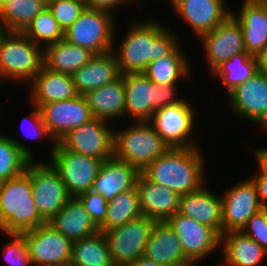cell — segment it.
<instances>
[{"label":"cell","mask_w":267,"mask_h":266,"mask_svg":"<svg viewBox=\"0 0 267 266\" xmlns=\"http://www.w3.org/2000/svg\"><path fill=\"white\" fill-rule=\"evenodd\" d=\"M132 20L120 44L114 35L112 52L121 75L144 72L150 62L168 56L182 42L176 31L155 18Z\"/></svg>","instance_id":"6da1fadb"},{"label":"cell","mask_w":267,"mask_h":266,"mask_svg":"<svg viewBox=\"0 0 267 266\" xmlns=\"http://www.w3.org/2000/svg\"><path fill=\"white\" fill-rule=\"evenodd\" d=\"M204 158L200 146L168 148L141 174L151 182L166 186L182 196L195 192L206 184Z\"/></svg>","instance_id":"7a4b0ae2"},{"label":"cell","mask_w":267,"mask_h":266,"mask_svg":"<svg viewBox=\"0 0 267 266\" xmlns=\"http://www.w3.org/2000/svg\"><path fill=\"white\" fill-rule=\"evenodd\" d=\"M47 223L32 197L30 172L0 183V233L21 234Z\"/></svg>","instance_id":"3957f363"},{"label":"cell","mask_w":267,"mask_h":266,"mask_svg":"<svg viewBox=\"0 0 267 266\" xmlns=\"http://www.w3.org/2000/svg\"><path fill=\"white\" fill-rule=\"evenodd\" d=\"M121 76L125 83V118L130 122L149 121L155 111L186 98L178 96V85L155 84L143 72Z\"/></svg>","instance_id":"277c9868"},{"label":"cell","mask_w":267,"mask_h":266,"mask_svg":"<svg viewBox=\"0 0 267 266\" xmlns=\"http://www.w3.org/2000/svg\"><path fill=\"white\" fill-rule=\"evenodd\" d=\"M44 65L43 49L22 32L0 36V70L3 82L29 84Z\"/></svg>","instance_id":"5b68a950"},{"label":"cell","mask_w":267,"mask_h":266,"mask_svg":"<svg viewBox=\"0 0 267 266\" xmlns=\"http://www.w3.org/2000/svg\"><path fill=\"white\" fill-rule=\"evenodd\" d=\"M168 148L148 121L130 122L127 127L114 130V157L140 172Z\"/></svg>","instance_id":"8992f818"},{"label":"cell","mask_w":267,"mask_h":266,"mask_svg":"<svg viewBox=\"0 0 267 266\" xmlns=\"http://www.w3.org/2000/svg\"><path fill=\"white\" fill-rule=\"evenodd\" d=\"M112 14L85 8L79 18L64 31V40L89 49L95 55L112 51L117 19Z\"/></svg>","instance_id":"52a82bcc"},{"label":"cell","mask_w":267,"mask_h":266,"mask_svg":"<svg viewBox=\"0 0 267 266\" xmlns=\"http://www.w3.org/2000/svg\"><path fill=\"white\" fill-rule=\"evenodd\" d=\"M192 104V101L186 97L178 104L165 106L155 111L148 121L169 148L198 146V141L193 137L196 129L197 108Z\"/></svg>","instance_id":"ba28073f"},{"label":"cell","mask_w":267,"mask_h":266,"mask_svg":"<svg viewBox=\"0 0 267 266\" xmlns=\"http://www.w3.org/2000/svg\"><path fill=\"white\" fill-rule=\"evenodd\" d=\"M46 162L31 160L26 169L30 172L32 197L38 213L48 223L71 196L58 171L49 160Z\"/></svg>","instance_id":"9c48e42d"},{"label":"cell","mask_w":267,"mask_h":266,"mask_svg":"<svg viewBox=\"0 0 267 266\" xmlns=\"http://www.w3.org/2000/svg\"><path fill=\"white\" fill-rule=\"evenodd\" d=\"M58 171L71 197L92 191L104 160L66 150L58 142L48 158Z\"/></svg>","instance_id":"30bf717a"},{"label":"cell","mask_w":267,"mask_h":266,"mask_svg":"<svg viewBox=\"0 0 267 266\" xmlns=\"http://www.w3.org/2000/svg\"><path fill=\"white\" fill-rule=\"evenodd\" d=\"M155 224V220L141 216L103 232L116 266H128L144 256L146 244Z\"/></svg>","instance_id":"8fae6325"},{"label":"cell","mask_w":267,"mask_h":266,"mask_svg":"<svg viewBox=\"0 0 267 266\" xmlns=\"http://www.w3.org/2000/svg\"><path fill=\"white\" fill-rule=\"evenodd\" d=\"M226 95L231 115L255 123L267 132V75L263 71L259 69Z\"/></svg>","instance_id":"7c38bea8"},{"label":"cell","mask_w":267,"mask_h":266,"mask_svg":"<svg viewBox=\"0 0 267 266\" xmlns=\"http://www.w3.org/2000/svg\"><path fill=\"white\" fill-rule=\"evenodd\" d=\"M110 122L93 118L69 131L58 143L72 152L102 160L114 157V129Z\"/></svg>","instance_id":"4fadbf2b"},{"label":"cell","mask_w":267,"mask_h":266,"mask_svg":"<svg viewBox=\"0 0 267 266\" xmlns=\"http://www.w3.org/2000/svg\"><path fill=\"white\" fill-rule=\"evenodd\" d=\"M21 235L33 266H58L71 262L72 241L48 223Z\"/></svg>","instance_id":"5bb4252c"},{"label":"cell","mask_w":267,"mask_h":266,"mask_svg":"<svg viewBox=\"0 0 267 266\" xmlns=\"http://www.w3.org/2000/svg\"><path fill=\"white\" fill-rule=\"evenodd\" d=\"M166 223L176 233L185 256L194 265H199L204 258L221 248V236L213 228L200 224L179 212Z\"/></svg>","instance_id":"9a60e30c"},{"label":"cell","mask_w":267,"mask_h":266,"mask_svg":"<svg viewBox=\"0 0 267 266\" xmlns=\"http://www.w3.org/2000/svg\"><path fill=\"white\" fill-rule=\"evenodd\" d=\"M198 39L201 41L210 74L232 56L248 54L242 29L232 14L214 30L204 33Z\"/></svg>","instance_id":"2e32d148"},{"label":"cell","mask_w":267,"mask_h":266,"mask_svg":"<svg viewBox=\"0 0 267 266\" xmlns=\"http://www.w3.org/2000/svg\"><path fill=\"white\" fill-rule=\"evenodd\" d=\"M223 233L240 231L247 221L262 210L255 184L245 178L221 194Z\"/></svg>","instance_id":"e0dca14e"},{"label":"cell","mask_w":267,"mask_h":266,"mask_svg":"<svg viewBox=\"0 0 267 266\" xmlns=\"http://www.w3.org/2000/svg\"><path fill=\"white\" fill-rule=\"evenodd\" d=\"M39 109L43 123L55 142H59L72 129L93 119L84 95L42 104Z\"/></svg>","instance_id":"ac0fdd59"},{"label":"cell","mask_w":267,"mask_h":266,"mask_svg":"<svg viewBox=\"0 0 267 266\" xmlns=\"http://www.w3.org/2000/svg\"><path fill=\"white\" fill-rule=\"evenodd\" d=\"M170 4L197 38L214 30L232 11L227 7V0H171Z\"/></svg>","instance_id":"d6986e66"},{"label":"cell","mask_w":267,"mask_h":266,"mask_svg":"<svg viewBox=\"0 0 267 266\" xmlns=\"http://www.w3.org/2000/svg\"><path fill=\"white\" fill-rule=\"evenodd\" d=\"M239 14H231L239 22L247 53L260 58L267 49V0H242Z\"/></svg>","instance_id":"ffe728a7"},{"label":"cell","mask_w":267,"mask_h":266,"mask_svg":"<svg viewBox=\"0 0 267 266\" xmlns=\"http://www.w3.org/2000/svg\"><path fill=\"white\" fill-rule=\"evenodd\" d=\"M136 190L143 216L156 222H166L179 212L180 196L170 188L151 182L140 174Z\"/></svg>","instance_id":"44dd1931"},{"label":"cell","mask_w":267,"mask_h":266,"mask_svg":"<svg viewBox=\"0 0 267 266\" xmlns=\"http://www.w3.org/2000/svg\"><path fill=\"white\" fill-rule=\"evenodd\" d=\"M180 196L179 213L223 234L222 198L206 188Z\"/></svg>","instance_id":"7402d4cb"},{"label":"cell","mask_w":267,"mask_h":266,"mask_svg":"<svg viewBox=\"0 0 267 266\" xmlns=\"http://www.w3.org/2000/svg\"><path fill=\"white\" fill-rule=\"evenodd\" d=\"M28 86L29 103L38 108L42 104L65 101L78 95L71 75L51 71L44 65Z\"/></svg>","instance_id":"603a6c76"},{"label":"cell","mask_w":267,"mask_h":266,"mask_svg":"<svg viewBox=\"0 0 267 266\" xmlns=\"http://www.w3.org/2000/svg\"><path fill=\"white\" fill-rule=\"evenodd\" d=\"M141 172L131 164L115 157L104 160L95 178L92 191L101 194L107 201L116 195L136 187Z\"/></svg>","instance_id":"cb8c5ba5"},{"label":"cell","mask_w":267,"mask_h":266,"mask_svg":"<svg viewBox=\"0 0 267 266\" xmlns=\"http://www.w3.org/2000/svg\"><path fill=\"white\" fill-rule=\"evenodd\" d=\"M144 256L168 266H194L185 256L176 233L166 222H156L154 225Z\"/></svg>","instance_id":"d4e9b609"},{"label":"cell","mask_w":267,"mask_h":266,"mask_svg":"<svg viewBox=\"0 0 267 266\" xmlns=\"http://www.w3.org/2000/svg\"><path fill=\"white\" fill-rule=\"evenodd\" d=\"M121 76L115 54L95 55L71 77L78 95L114 82Z\"/></svg>","instance_id":"484cf974"},{"label":"cell","mask_w":267,"mask_h":266,"mask_svg":"<svg viewBox=\"0 0 267 266\" xmlns=\"http://www.w3.org/2000/svg\"><path fill=\"white\" fill-rule=\"evenodd\" d=\"M48 224L72 242L99 232L78 197H71Z\"/></svg>","instance_id":"4316f807"},{"label":"cell","mask_w":267,"mask_h":266,"mask_svg":"<svg viewBox=\"0 0 267 266\" xmlns=\"http://www.w3.org/2000/svg\"><path fill=\"white\" fill-rule=\"evenodd\" d=\"M84 97L93 118L110 123L125 119V83L122 76L112 83L89 91Z\"/></svg>","instance_id":"83f0119b"},{"label":"cell","mask_w":267,"mask_h":266,"mask_svg":"<svg viewBox=\"0 0 267 266\" xmlns=\"http://www.w3.org/2000/svg\"><path fill=\"white\" fill-rule=\"evenodd\" d=\"M220 247L224 259L220 266H259L267 258V252L241 231L223 233Z\"/></svg>","instance_id":"f1b7e54d"},{"label":"cell","mask_w":267,"mask_h":266,"mask_svg":"<svg viewBox=\"0 0 267 266\" xmlns=\"http://www.w3.org/2000/svg\"><path fill=\"white\" fill-rule=\"evenodd\" d=\"M190 63L180 43L168 56L150 62L143 73L155 84L179 85L193 76Z\"/></svg>","instance_id":"f546056e"},{"label":"cell","mask_w":267,"mask_h":266,"mask_svg":"<svg viewBox=\"0 0 267 266\" xmlns=\"http://www.w3.org/2000/svg\"><path fill=\"white\" fill-rule=\"evenodd\" d=\"M95 56L89 49L62 39L43 50L44 66L51 71L72 75Z\"/></svg>","instance_id":"4dcf8cb0"},{"label":"cell","mask_w":267,"mask_h":266,"mask_svg":"<svg viewBox=\"0 0 267 266\" xmlns=\"http://www.w3.org/2000/svg\"><path fill=\"white\" fill-rule=\"evenodd\" d=\"M32 151L21 140L0 133V183L23 174L35 158Z\"/></svg>","instance_id":"1f68e13d"},{"label":"cell","mask_w":267,"mask_h":266,"mask_svg":"<svg viewBox=\"0 0 267 266\" xmlns=\"http://www.w3.org/2000/svg\"><path fill=\"white\" fill-rule=\"evenodd\" d=\"M73 266H116L103 232L72 242Z\"/></svg>","instance_id":"d6a6232c"},{"label":"cell","mask_w":267,"mask_h":266,"mask_svg":"<svg viewBox=\"0 0 267 266\" xmlns=\"http://www.w3.org/2000/svg\"><path fill=\"white\" fill-rule=\"evenodd\" d=\"M47 6L39 0H10L0 7V28L5 32H23Z\"/></svg>","instance_id":"836d02e7"},{"label":"cell","mask_w":267,"mask_h":266,"mask_svg":"<svg viewBox=\"0 0 267 266\" xmlns=\"http://www.w3.org/2000/svg\"><path fill=\"white\" fill-rule=\"evenodd\" d=\"M107 204L106 218L99 226L100 232L122 226L143 216L136 187L119 193L113 199L107 201Z\"/></svg>","instance_id":"e575fe53"},{"label":"cell","mask_w":267,"mask_h":266,"mask_svg":"<svg viewBox=\"0 0 267 266\" xmlns=\"http://www.w3.org/2000/svg\"><path fill=\"white\" fill-rule=\"evenodd\" d=\"M260 69L259 58L249 54H237L225 61L211 75L219 78L227 94L247 82Z\"/></svg>","instance_id":"d590c367"},{"label":"cell","mask_w":267,"mask_h":266,"mask_svg":"<svg viewBox=\"0 0 267 266\" xmlns=\"http://www.w3.org/2000/svg\"><path fill=\"white\" fill-rule=\"evenodd\" d=\"M22 33L43 50L64 38V31L48 7L42 10Z\"/></svg>","instance_id":"8d00e7d4"},{"label":"cell","mask_w":267,"mask_h":266,"mask_svg":"<svg viewBox=\"0 0 267 266\" xmlns=\"http://www.w3.org/2000/svg\"><path fill=\"white\" fill-rule=\"evenodd\" d=\"M47 7L63 31L69 28L86 8L85 3L77 0H50Z\"/></svg>","instance_id":"74e56055"},{"label":"cell","mask_w":267,"mask_h":266,"mask_svg":"<svg viewBox=\"0 0 267 266\" xmlns=\"http://www.w3.org/2000/svg\"><path fill=\"white\" fill-rule=\"evenodd\" d=\"M9 239L1 247L4 260L9 266H33L27 245L21 234H4Z\"/></svg>","instance_id":"f35d334b"},{"label":"cell","mask_w":267,"mask_h":266,"mask_svg":"<svg viewBox=\"0 0 267 266\" xmlns=\"http://www.w3.org/2000/svg\"><path fill=\"white\" fill-rule=\"evenodd\" d=\"M31 112L27 114L23 119H21V131L23 134L30 139H44L47 137L50 139L51 144V150H50V155L53 153L56 142L52 139L50 136L47 128L45 127L42 119V115L40 112V109L35 105L31 103ZM27 126V127H26ZM30 127V128H29ZM28 128V129H27Z\"/></svg>","instance_id":"ab89813d"},{"label":"cell","mask_w":267,"mask_h":266,"mask_svg":"<svg viewBox=\"0 0 267 266\" xmlns=\"http://www.w3.org/2000/svg\"><path fill=\"white\" fill-rule=\"evenodd\" d=\"M85 207V210L90 214L91 219L99 227L106 218L107 200L99 193L88 191L78 196Z\"/></svg>","instance_id":"60d3db41"},{"label":"cell","mask_w":267,"mask_h":266,"mask_svg":"<svg viewBox=\"0 0 267 266\" xmlns=\"http://www.w3.org/2000/svg\"><path fill=\"white\" fill-rule=\"evenodd\" d=\"M240 231L267 252V217L263 210L254 214Z\"/></svg>","instance_id":"b9f144b4"},{"label":"cell","mask_w":267,"mask_h":266,"mask_svg":"<svg viewBox=\"0 0 267 266\" xmlns=\"http://www.w3.org/2000/svg\"><path fill=\"white\" fill-rule=\"evenodd\" d=\"M129 3L132 4L131 0H86L85 6L88 9L105 11L117 17L115 11H118L121 6L128 7L126 5Z\"/></svg>","instance_id":"7bdbcfd3"},{"label":"cell","mask_w":267,"mask_h":266,"mask_svg":"<svg viewBox=\"0 0 267 266\" xmlns=\"http://www.w3.org/2000/svg\"><path fill=\"white\" fill-rule=\"evenodd\" d=\"M250 179L255 184L257 195L261 206L267 205V173L262 172L260 169Z\"/></svg>","instance_id":"ee69618b"},{"label":"cell","mask_w":267,"mask_h":266,"mask_svg":"<svg viewBox=\"0 0 267 266\" xmlns=\"http://www.w3.org/2000/svg\"><path fill=\"white\" fill-rule=\"evenodd\" d=\"M254 154V158L257 161V165L262 172L267 173V148L257 147L251 150Z\"/></svg>","instance_id":"f6af8a7d"},{"label":"cell","mask_w":267,"mask_h":266,"mask_svg":"<svg viewBox=\"0 0 267 266\" xmlns=\"http://www.w3.org/2000/svg\"><path fill=\"white\" fill-rule=\"evenodd\" d=\"M128 266H168V265L154 262L153 260H150L145 256H142L138 258L136 261L130 263Z\"/></svg>","instance_id":"bcb514c9"},{"label":"cell","mask_w":267,"mask_h":266,"mask_svg":"<svg viewBox=\"0 0 267 266\" xmlns=\"http://www.w3.org/2000/svg\"><path fill=\"white\" fill-rule=\"evenodd\" d=\"M260 70L267 75V49L259 58Z\"/></svg>","instance_id":"7dc6e473"},{"label":"cell","mask_w":267,"mask_h":266,"mask_svg":"<svg viewBox=\"0 0 267 266\" xmlns=\"http://www.w3.org/2000/svg\"><path fill=\"white\" fill-rule=\"evenodd\" d=\"M4 31L0 28V36ZM0 84H2V75H1V70H0ZM2 86V85H0Z\"/></svg>","instance_id":"c3c4849f"},{"label":"cell","mask_w":267,"mask_h":266,"mask_svg":"<svg viewBox=\"0 0 267 266\" xmlns=\"http://www.w3.org/2000/svg\"><path fill=\"white\" fill-rule=\"evenodd\" d=\"M263 212L266 214L267 217V205L262 207Z\"/></svg>","instance_id":"681fc988"},{"label":"cell","mask_w":267,"mask_h":266,"mask_svg":"<svg viewBox=\"0 0 267 266\" xmlns=\"http://www.w3.org/2000/svg\"><path fill=\"white\" fill-rule=\"evenodd\" d=\"M136 1L142 3V0H131L132 4H133V2H134V4H135ZM169 1L171 2V0H168V2H169Z\"/></svg>","instance_id":"f907efd6"},{"label":"cell","mask_w":267,"mask_h":266,"mask_svg":"<svg viewBox=\"0 0 267 266\" xmlns=\"http://www.w3.org/2000/svg\"><path fill=\"white\" fill-rule=\"evenodd\" d=\"M10 1V0H0V7L3 5V3Z\"/></svg>","instance_id":"816d5d0a"},{"label":"cell","mask_w":267,"mask_h":266,"mask_svg":"<svg viewBox=\"0 0 267 266\" xmlns=\"http://www.w3.org/2000/svg\"><path fill=\"white\" fill-rule=\"evenodd\" d=\"M39 1H42V2L47 6V4H48V2H49L50 0H39Z\"/></svg>","instance_id":"f5cc1de1"},{"label":"cell","mask_w":267,"mask_h":266,"mask_svg":"<svg viewBox=\"0 0 267 266\" xmlns=\"http://www.w3.org/2000/svg\"><path fill=\"white\" fill-rule=\"evenodd\" d=\"M58 266H73L71 263L66 264V265H58Z\"/></svg>","instance_id":"db71d44e"},{"label":"cell","mask_w":267,"mask_h":266,"mask_svg":"<svg viewBox=\"0 0 267 266\" xmlns=\"http://www.w3.org/2000/svg\"><path fill=\"white\" fill-rule=\"evenodd\" d=\"M77 1H81V2H83V3H85V2H86V0H77Z\"/></svg>","instance_id":"11a10c76"}]
</instances>
